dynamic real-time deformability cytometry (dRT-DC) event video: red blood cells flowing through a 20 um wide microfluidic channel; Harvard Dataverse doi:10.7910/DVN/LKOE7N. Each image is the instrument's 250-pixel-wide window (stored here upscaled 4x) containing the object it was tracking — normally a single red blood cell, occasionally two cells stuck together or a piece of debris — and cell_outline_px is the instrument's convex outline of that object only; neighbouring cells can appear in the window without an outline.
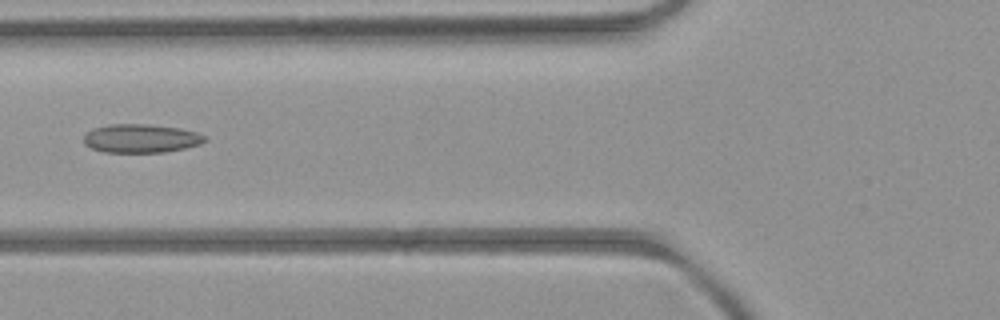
{"species": "common noctule bat (a hibernating species)", "species_latin": "Nyctalus noctula", "temperature_condition": "room temperature", "stored_images_in_passage": 4, "camera_frame_rate_fps": 3000, "um_per_image_px": 0.085, "animal": {"sex": "female", "body_mass_g": 21.9}, "frame": {"image": 1, "passage_image": 3, "time_ms": 2.333, "image_size_px": [1000, 320], "cell_outline_px": [[208, 140], [200, 144], [184, 148], [164, 152], [104, 152], [92, 148], [84, 144], [84, 136], [92, 128], [108, 124], [148, 124], [180, 128], [196, 132], [208, 136]], "centroid_in_image_um": [12.0, 11.76], "position_along_channel_um": 113.8, "area_um2": 20.29}}
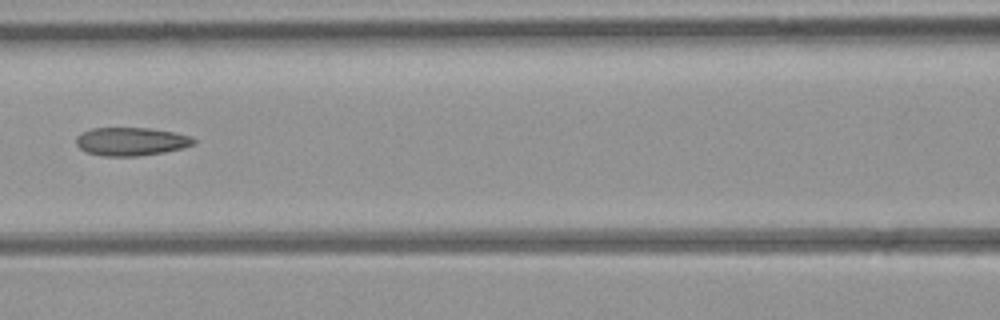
{"frame": {"image": 2, "passage_image": 4, "time_ms": 3.333, "image_size_px": [1000, 320], "cell_outline_px": [[196, 144], [184, 148], [164, 152], [136, 156], [104, 156], [88, 152], [80, 148], [76, 144], [76, 136], [92, 128], [148, 128], [172, 132], [192, 136], [196, 140]], "centroid_in_image_um": [11.18, 12.03], "position_along_channel_um": 155.4, "area_um2": 19.31}}